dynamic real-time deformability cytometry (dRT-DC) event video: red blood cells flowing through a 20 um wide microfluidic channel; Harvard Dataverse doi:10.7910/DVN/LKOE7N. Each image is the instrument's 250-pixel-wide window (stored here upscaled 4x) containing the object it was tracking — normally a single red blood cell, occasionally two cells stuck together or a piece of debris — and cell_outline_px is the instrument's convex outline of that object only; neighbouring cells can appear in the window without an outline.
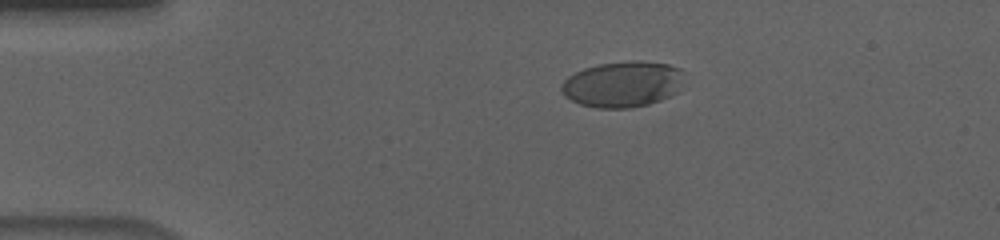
{"species": "human", "species_latin": "Homo sapiens", "temperature_condition": "cold", "stored_images_in_passage": 57, "camera_frame_rate_fps": 3000, "um_per_image_px": 0.085, "donor": {"sex": "male"}, "frame": {"image": 1, "passage_image": 12, "time_ms": 3.667, "image_size_px": [1000, 240], "cell_outline_px": [[680, 68], [676, 92], [660, 100], [648, 104], [628, 108], [596, 108], [580, 104], [564, 96], [560, 88], [560, 84], [568, 76], [584, 68], [600, 64], [628, 60], [640, 60], [668, 64]], "centroid_in_image_um": [52.83, 7.15], "position_along_channel_um": 32.2, "area_um2": 32.43}}
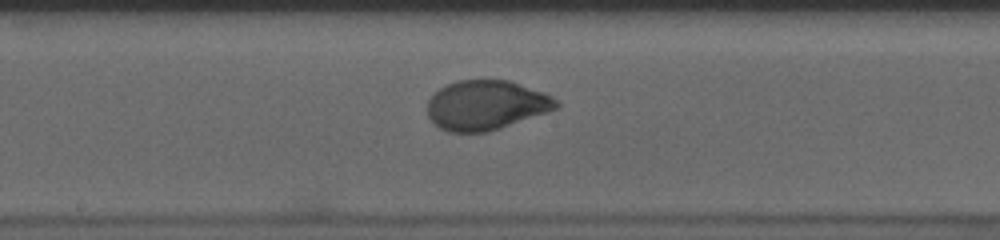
{"frame": {"image": 2, "passage_image": 31, "time_ms": 10.0, "image_size_px": [1000, 240], "cell_outline_px": [[560, 108], [488, 132], [448, 132], [440, 128], [428, 116], [428, 100], [440, 88], [456, 80], [508, 80], [544, 92], [552, 96], [560, 104]], "centroid_in_image_um": [41.35, 8.94], "position_along_channel_um": 206.9, "area_um2": 37.17}}
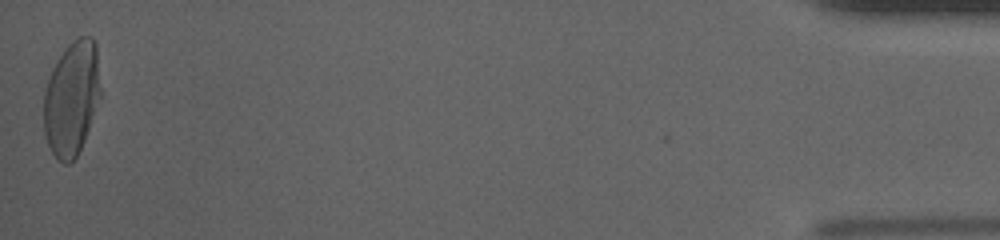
{"frame": {"image": 3, "passage_image": 57, "time_ms": 18.667, "image_size_px": [1000, 240], "cell_outline_px": [[100, 96], [84, 140], [76, 156], [68, 164], [64, 164], [56, 160], [48, 144], [44, 132], [44, 92], [52, 68], [56, 60], [64, 48], [72, 40], [80, 36], [92, 36], [96, 44], [100, 88]], "centroid_in_image_um": [6.08, 8.33], "position_along_channel_um": 429.1, "area_um2": 37.8}, "authors_computed_cell_mechanics": {"area_um2": 36.5874, "velocity_mm_per_s": 3.6224, "shape_relaxation_time_tau1_ms": 5.1865, "shape_relaxation_time_tau2_ms": null, "deformation_change_tau1": 0.2046, "deformation_change_tau2": null}}